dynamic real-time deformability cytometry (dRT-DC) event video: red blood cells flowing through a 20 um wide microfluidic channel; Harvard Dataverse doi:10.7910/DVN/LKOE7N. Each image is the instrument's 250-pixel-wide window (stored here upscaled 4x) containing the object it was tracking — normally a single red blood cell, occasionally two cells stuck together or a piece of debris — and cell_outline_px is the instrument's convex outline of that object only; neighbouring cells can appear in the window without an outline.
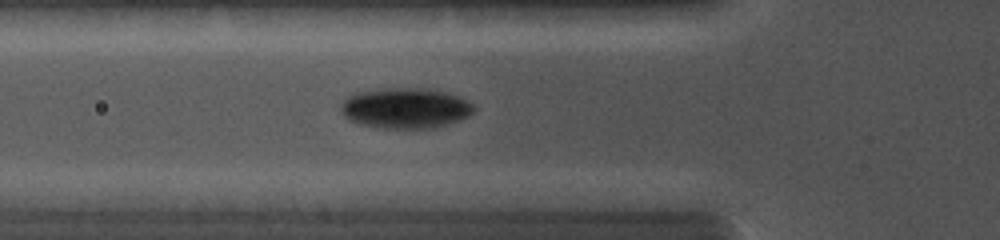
{"species": "common noctule bat (a hibernating species)", "species_latin": "Nyctalus noctula", "temperature_condition": "cold", "stored_images_in_passage": 20, "camera_frame_rate_fps": 5000, "um_per_image_px": 0.085, "animal": {"sex": "female", "body_mass_g": 19.0, "forearm_length_mm": 56.7}, "frame": {"image": 1, "passage_image": 12, "time_ms": 4.2, "image_size_px": [1000, 240], "cell_outline_px": [[476, 108], [468, 116], [460, 120], [448, 124], [432, 128], [380, 128], [360, 124], [348, 120], [340, 112], [340, 104], [348, 96], [356, 92], [384, 88], [420, 88], [444, 92], [456, 96], [472, 104]], "centroid_in_image_um": [34.4, 9.2], "position_along_channel_um": 91.4, "area_um2": 31.33}}
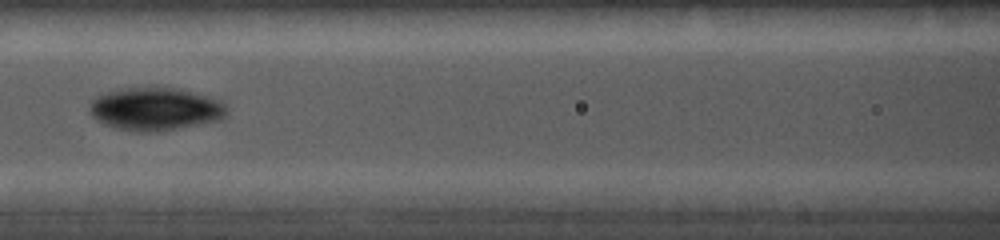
{"frame": {"image": 2, "passage_image": 15, "time_ms": 5.6, "image_size_px": [1000, 240], "cell_outline_px": [[228, 116], [220, 120], [156, 132], [136, 132], [112, 128], [96, 120], [88, 112], [88, 108], [92, 100], [96, 96], [108, 92], [128, 88], [172, 88], [220, 100], [228, 108]], "centroid_in_image_um": [13.17, 9.3], "position_along_channel_um": 153.4, "area_um2": 34.16}}
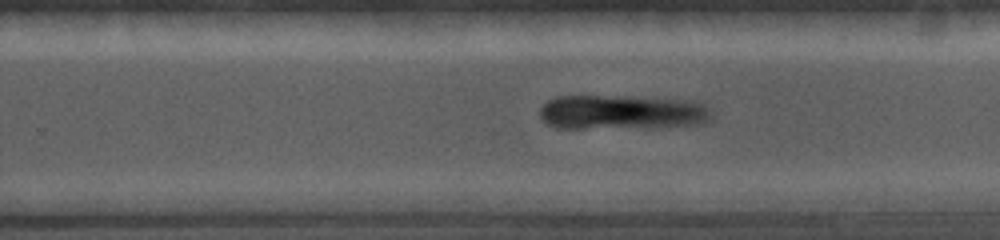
{"frame": {"image": 3, "passage_image": 20, "time_ms": 8.4, "image_size_px": [1000, 240], "cell_outline_px": [[712, 120], [700, 124], [660, 128], [556, 128], [548, 124], [540, 116], [540, 108], [548, 100], [556, 96], [600, 96], [676, 100], [704, 104], [712, 112]], "centroid_in_image_um": [52.85, 9.58], "position_along_channel_um": 277.0, "area_um2": 34.51}}